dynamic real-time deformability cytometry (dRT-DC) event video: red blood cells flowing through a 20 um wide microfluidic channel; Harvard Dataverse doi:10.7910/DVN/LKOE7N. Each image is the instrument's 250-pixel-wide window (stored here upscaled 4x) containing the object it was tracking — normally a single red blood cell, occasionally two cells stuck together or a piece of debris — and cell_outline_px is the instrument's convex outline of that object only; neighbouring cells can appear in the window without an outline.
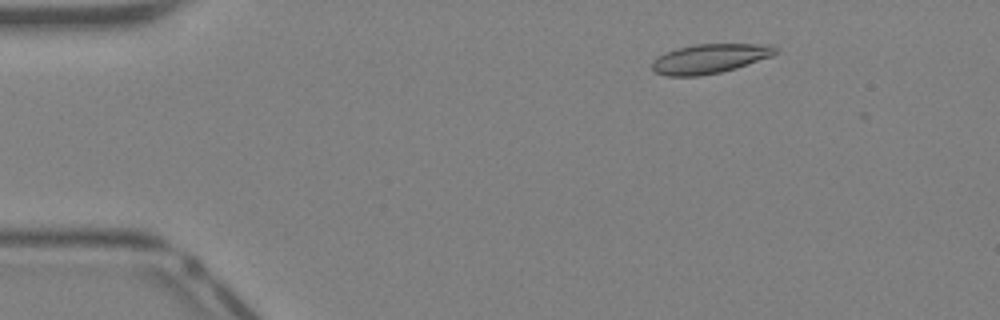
{"species": "Egyptian fruit bat (a non-hibernating species)", "species_latin": "Rousettus aegyptiacus", "temperature_condition": "warm", "stored_images_in_passage": 40, "camera_frame_rate_fps": 3000, "um_per_image_px": 0.085, "animal": {"sex": "female"}, "frame": {"image": 1, "passage_image": 7, "time_ms": 2.0, "image_size_px": [1000, 320], "cell_outline_px": [[776, 52], [772, 56], [736, 68], [720, 72], [700, 76], [668, 76], [656, 72], [652, 68], [652, 60], [676, 48], [696, 44], [768, 44], [776, 48]], "centroid_in_image_um": [60.32, 4.98], "position_along_channel_um": 24.7, "area_um2": 20.92}}
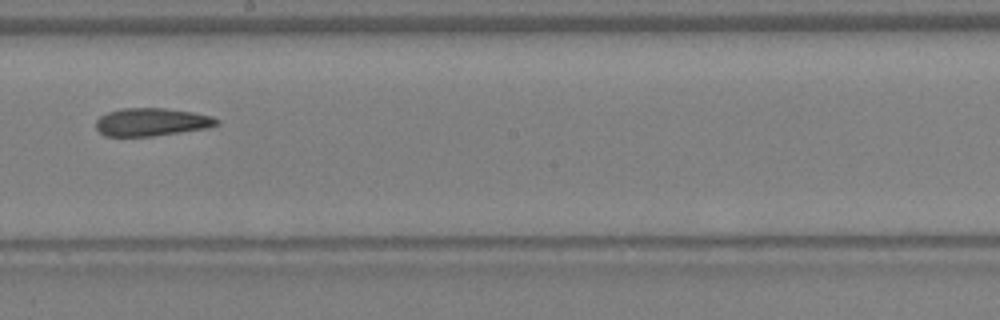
{"frame": {"image": 2, "passage_image": 24, "time_ms": 7.667, "image_size_px": [1000, 320], "cell_outline_px": [[220, 124], [208, 128], [152, 136], [104, 136], [96, 128], [96, 120], [100, 116], [108, 112], [124, 108], [164, 108], [192, 112], [212, 116], [220, 120]], "centroid_in_image_um": [12.9, 10.37], "position_along_channel_um": 235.3, "area_um2": 19.65}}
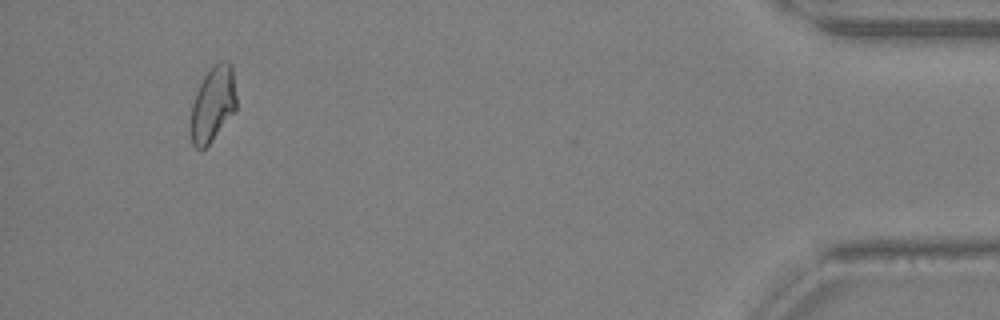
{"frame": {"image": 3, "passage_image": 39, "time_ms": 12.667, "image_size_px": [1000, 320], "cell_outline_px": [[236, 108], [212, 140], [204, 148], [196, 148], [192, 144], [192, 104], [196, 92], [204, 76], [220, 60], [228, 60], [232, 64], [236, 96]], "centroid_in_image_um": [18.12, 8.8], "position_along_channel_um": 417.1, "area_um2": 19.48}}